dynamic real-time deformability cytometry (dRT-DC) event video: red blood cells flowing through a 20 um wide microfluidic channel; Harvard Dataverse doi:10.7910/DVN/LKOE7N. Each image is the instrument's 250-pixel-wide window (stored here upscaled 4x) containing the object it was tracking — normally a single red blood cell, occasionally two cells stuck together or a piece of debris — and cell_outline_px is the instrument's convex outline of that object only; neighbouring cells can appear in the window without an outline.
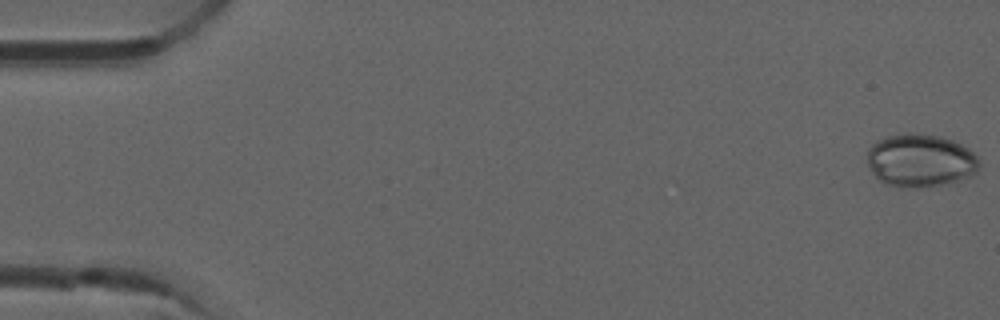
{"species": "common noctule bat (a hibernating species)", "species_latin": "Nyctalus noctula", "temperature_condition": "room temperature", "stored_images_in_passage": 52, "camera_frame_rate_fps": 3000, "um_per_image_px": 0.085, "animal": {"sex": "male", "forearm_length_mm": 52.5}, "frame": {"image": 1, "passage_image": 1, "time_ms": 0.0, "image_size_px": [1000, 320], "cell_outline_px": [[980, 164], [976, 172], [960, 180], [940, 184], [916, 188], [900, 188], [884, 184], [872, 172], [868, 164], [868, 148], [876, 140], [888, 136], [908, 132], [940, 136], [952, 140], [968, 148], [976, 156]], "centroid_in_image_um": [78.2, 13.64], "position_along_channel_um": 6.8, "area_um2": 34.62}}
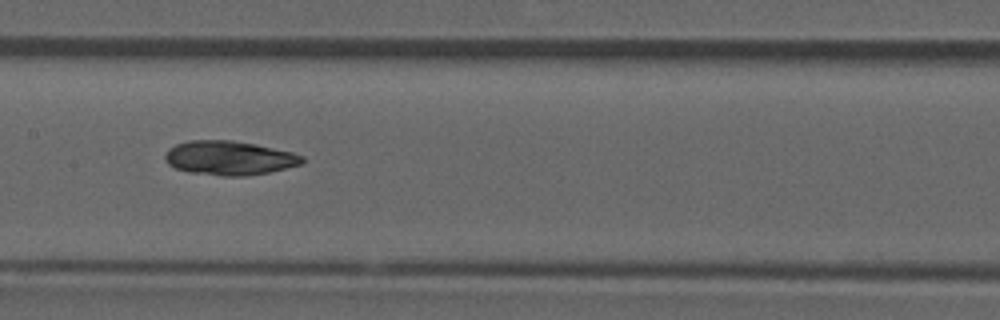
{"frame": {"image": 2, "passage_image": 26, "time_ms": 8.333, "image_size_px": [1000, 320], "cell_outline_px": [[304, 164], [268, 172], [244, 176], [220, 176], [188, 172], [176, 168], [168, 164], [164, 160], [164, 156], [168, 148], [176, 144], [188, 140], [232, 140], [256, 144], [292, 152], [304, 156]], "centroid_in_image_um": [19.48, 13.42], "position_along_channel_um": 187.9, "area_um2": 27.51}}
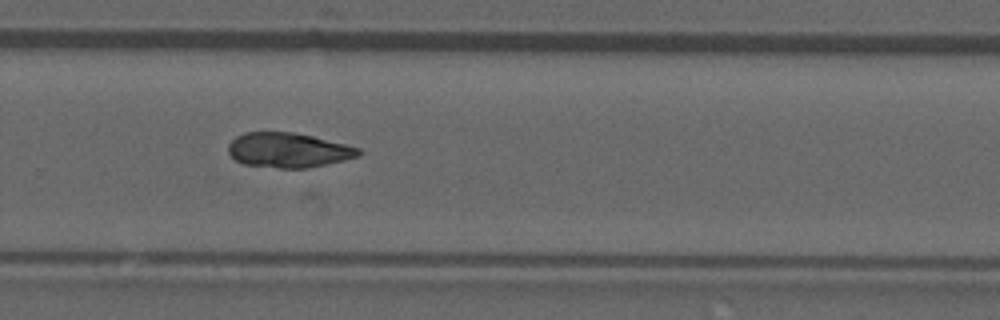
{"frame": {"image": 3, "passage_image": 35, "time_ms": 11.333, "image_size_px": [1000, 320], "cell_outline_px": [[360, 156], [344, 160], [308, 168], [280, 168], [244, 164], [236, 160], [228, 152], [228, 144], [236, 136], [244, 132], [292, 132], [312, 136], [348, 144], [360, 148]], "centroid_in_image_um": [24.52, 12.76], "position_along_channel_um": 305.3, "area_um2": 26.41}, "authors_computed_cell_mechanics": {"area_um2": 27.0793, "velocity_mm_per_s": 3.9359, "shape_relaxation_time_tau1_ms": null, "shape_relaxation_time_tau2_ms": 5.8831, "deformation_change_tau1": null, "deformation_change_tau2": 0.1042}}